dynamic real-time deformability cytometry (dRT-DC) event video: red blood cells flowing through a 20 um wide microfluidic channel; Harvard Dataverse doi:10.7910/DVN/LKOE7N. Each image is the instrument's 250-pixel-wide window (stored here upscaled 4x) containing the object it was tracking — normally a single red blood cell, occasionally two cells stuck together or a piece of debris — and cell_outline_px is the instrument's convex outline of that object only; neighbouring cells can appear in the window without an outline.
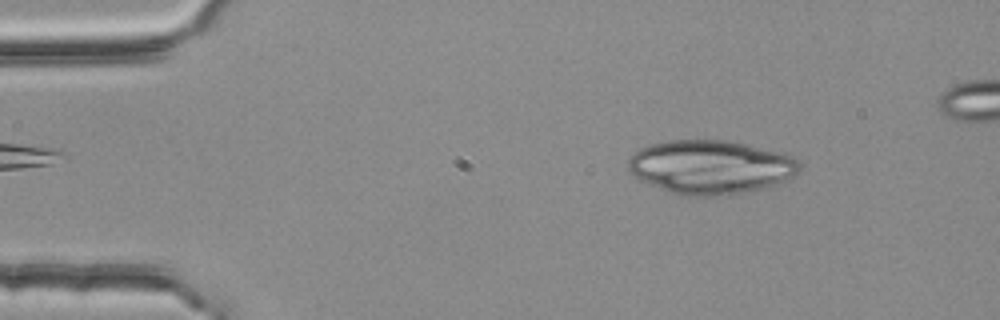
{"species": "common noctule bat (a hibernating species)", "species_latin": "Nyctalus noctula", "temperature_condition": "room temperature", "stored_images_in_passage": 3, "camera_frame_rate_fps": 3000, "um_per_image_px": 0.085, "animal": {"sex": "female", "body_mass_g": 25.1}, "frame": {"image": 1, "passage_image": 1, "time_ms": 0.0, "image_size_px": [1000, 320], "cell_outline_px": [[800, 168], [792, 176], [772, 184], [760, 188], [728, 196], [680, 196], [668, 192], [648, 184], [640, 180], [628, 168], [628, 160], [640, 148], [652, 144], [668, 140], [728, 140], [780, 152], [792, 156], [800, 160]], "centroid_in_image_um": [60.37, 14.2], "position_along_channel_um": 24.6, "area_um2": 53.58}}